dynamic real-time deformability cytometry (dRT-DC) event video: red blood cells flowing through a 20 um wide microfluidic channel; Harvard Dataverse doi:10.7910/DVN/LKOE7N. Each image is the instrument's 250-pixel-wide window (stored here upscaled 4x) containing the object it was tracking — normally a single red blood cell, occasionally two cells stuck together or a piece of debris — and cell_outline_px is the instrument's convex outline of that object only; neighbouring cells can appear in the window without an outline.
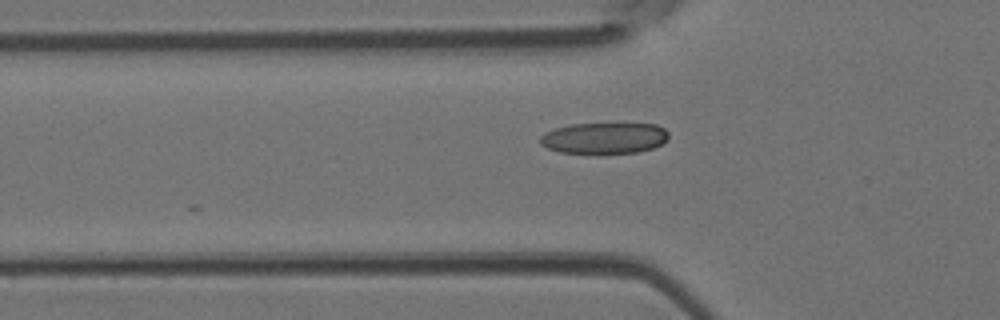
{"species": "Egyptian fruit bat (a non-hibernating species)", "species_latin": "Rousettus aegyptiacus", "temperature_condition": "room temperature", "stored_images_in_passage": 9, "camera_frame_rate_fps": 3000, "um_per_image_px": 0.085, "animal": {"sex": "female"}, "frame": {"image": 1, "passage_image": 4, "time_ms": 1.0, "image_size_px": [1000, 320], "cell_outline_px": [[668, 140], [652, 148], [636, 152], [560, 152], [548, 148], [540, 144], [540, 136], [544, 132], [556, 128], [572, 124], [656, 124], [664, 128], [668, 132]], "centroid_in_image_um": [51.36, 11.72], "position_along_channel_um": 74.4, "area_um2": 22.89}}
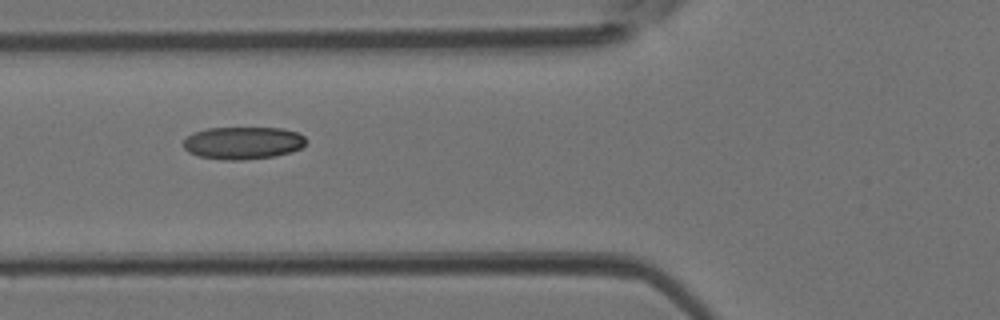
{"frame": {"image": 2, "passage_image": 6, "time_ms": 1.667, "image_size_px": [1000, 320], "cell_outline_px": [[308, 140], [300, 148], [292, 152], [272, 156], [240, 160], [224, 160], [200, 156], [188, 152], [184, 148], [184, 140], [192, 132], [208, 128], [280, 128], [296, 132], [304, 136]], "centroid_in_image_um": [20.64, 12.14], "position_along_channel_um": 105.2, "area_um2": 23.12}}
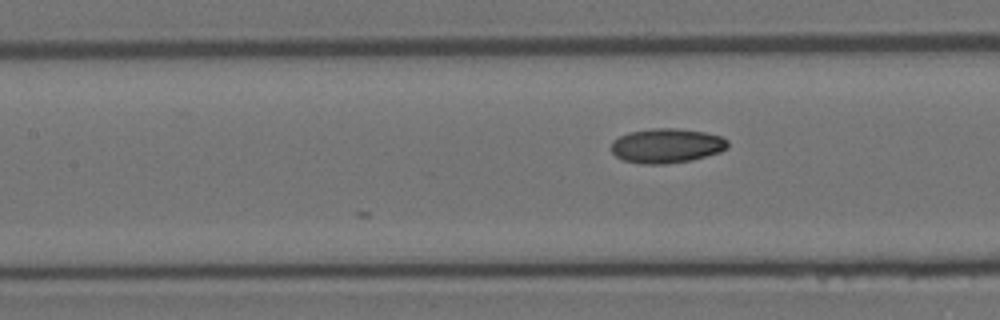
{"frame": {"image": 3, "passage_image": 9, "time_ms": 2.667, "image_size_px": [1000, 320], "cell_outline_px": [[728, 148], [720, 152], [692, 160], [664, 164], [640, 164], [624, 160], [616, 156], [612, 152], [612, 140], [628, 132], [652, 128], [676, 128], [704, 132], [720, 136], [728, 140]], "centroid_in_image_um": [56.66, 12.38], "position_along_channel_um": 150.7, "area_um2": 23.52}}